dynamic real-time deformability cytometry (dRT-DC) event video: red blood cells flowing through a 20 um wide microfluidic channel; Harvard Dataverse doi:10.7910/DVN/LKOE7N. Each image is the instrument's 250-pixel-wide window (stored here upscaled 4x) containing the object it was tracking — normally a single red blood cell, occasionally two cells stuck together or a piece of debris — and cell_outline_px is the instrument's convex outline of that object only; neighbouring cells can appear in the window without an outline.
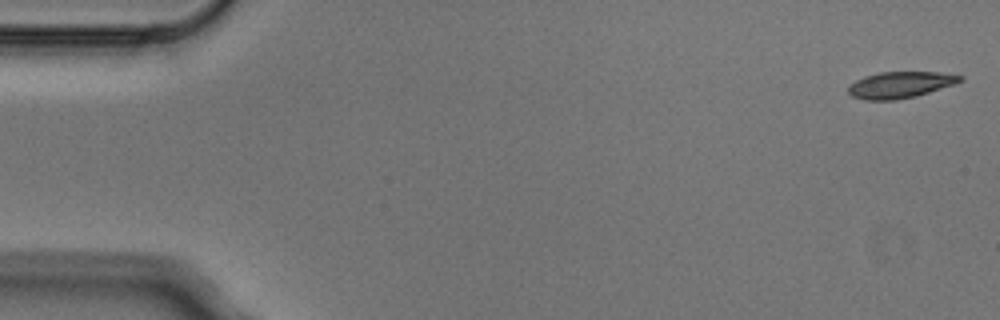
{"species": "Egyptian fruit bat (a non-hibernating species)", "species_latin": "Rousettus aegyptiacus", "temperature_condition": "cold", "stored_images_in_passage": 3, "camera_frame_rate_fps": 3000, "um_per_image_px": 0.085, "animal": {"sex": "male"}, "frame": {"image": 1, "passage_image": 1, "time_ms": 0.0, "image_size_px": [1000, 320], "cell_outline_px": [[964, 80], [956, 84], [916, 96], [896, 100], [864, 100], [852, 96], [848, 92], [848, 88], [856, 80], [864, 76], [880, 72], [940, 72], [964, 76]], "centroid_in_image_um": [76.56, 7.21], "position_along_channel_um": 8.4, "area_um2": 17.28}}